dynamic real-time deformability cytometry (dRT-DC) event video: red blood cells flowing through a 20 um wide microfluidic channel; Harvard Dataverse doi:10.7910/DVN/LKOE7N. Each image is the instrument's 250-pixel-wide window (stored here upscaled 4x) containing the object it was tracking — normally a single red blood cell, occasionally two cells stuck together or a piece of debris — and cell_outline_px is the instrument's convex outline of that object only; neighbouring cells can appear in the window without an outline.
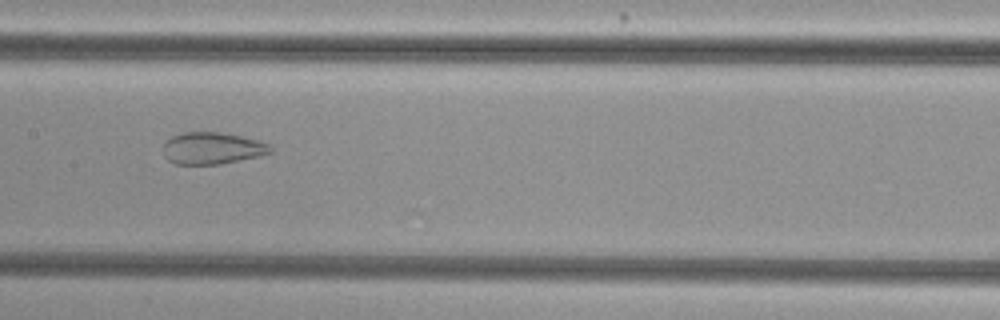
{"species": "common noctule bat (a hibernating species)", "species_latin": "Nyctalus noctula", "temperature_condition": "cold", "stored_images_in_passage": 51, "camera_frame_rate_fps": 3000, "um_per_image_px": 0.085, "animal": {"sex": "female", "body_mass_g": 29.2, "forearm_length_mm": 56.3}, "frame": {"image": 1, "passage_image": 25, "time_ms": 8.0, "image_size_px": [1000, 320], "cell_outline_px": [[272, 152], [260, 156], [220, 164], [176, 164], [168, 160], [164, 156], [164, 144], [172, 136], [184, 132], [220, 132], [240, 136], [256, 140], [268, 144], [272, 148]], "centroid_in_image_um": [18.03, 12.6], "position_along_channel_um": 189.4, "area_um2": 19.77}}
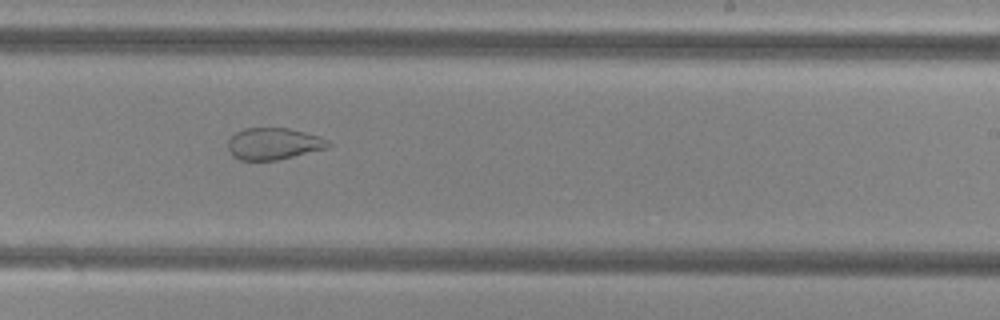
{"frame": {"image": 2, "passage_image": 31, "time_ms": 10.0, "image_size_px": [1000, 320], "cell_outline_px": [[332, 144], [328, 148], [276, 160], [240, 160], [232, 156], [228, 148], [228, 140], [236, 132], [244, 128], [288, 128], [320, 136], [328, 140]], "centroid_in_image_um": [23.26, 12.21], "position_along_channel_um": 265.7, "area_um2": 18.55}}
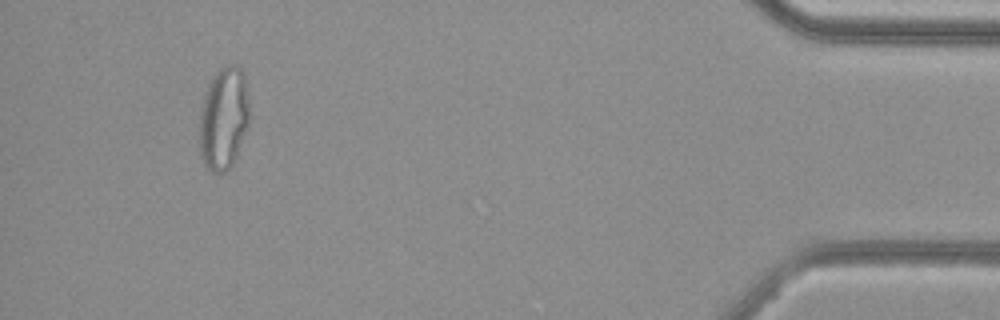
{"frame": {"image": 3, "passage_image": 48, "time_ms": 15.667, "image_size_px": [1000, 320], "cell_outline_px": [[248, 124], [232, 164], [224, 172], [216, 172], [208, 168], [204, 164], [200, 152], [200, 112], [204, 92], [212, 76], [224, 64], [236, 64], [244, 72], [248, 92]], "centroid_in_image_um": [19.0, 9.98], "position_along_channel_um": 416.2, "area_um2": 29.77}, "authors_computed_cell_mechanics": {"area_um2": 28.322, "velocity_mm_per_s": 3.834, "shape_relaxation_time_tau1_ms": null, "shape_relaxation_time_tau2_ms": 1.326, "deformation_change_tau1": null, "deformation_change_tau2": 0.0705}}